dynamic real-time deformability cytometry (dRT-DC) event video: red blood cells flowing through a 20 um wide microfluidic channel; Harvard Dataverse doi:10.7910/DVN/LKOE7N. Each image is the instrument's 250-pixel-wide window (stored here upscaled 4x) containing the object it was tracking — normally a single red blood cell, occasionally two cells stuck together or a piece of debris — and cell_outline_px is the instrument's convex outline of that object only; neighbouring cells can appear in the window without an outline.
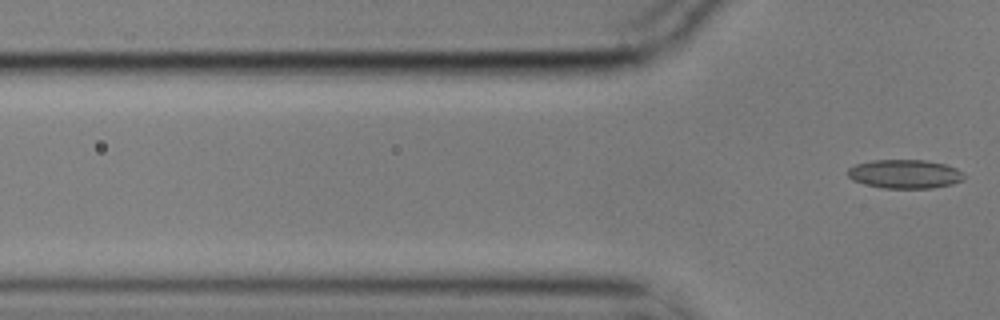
{"species": "common noctule bat (a hibernating species)", "species_latin": "Nyctalus noctula", "temperature_condition": "cold", "stored_images_in_passage": 4, "camera_frame_rate_fps": 3000, "um_per_image_px": 0.085, "animal": {"sex": "male", "body_mass_g": 17.9}, "frame": {"image": 1, "passage_image": 4, "time_ms": 1.0, "image_size_px": [1000, 320], "cell_outline_px": [[968, 176], [964, 180], [952, 184], [932, 188], [884, 188], [864, 184], [852, 180], [848, 176], [848, 168], [856, 164], [872, 160], [924, 160], [944, 164], [956, 168], [964, 172]], "centroid_in_image_um": [76.95, 14.79], "position_along_channel_um": 48.9, "area_um2": 19.71}}